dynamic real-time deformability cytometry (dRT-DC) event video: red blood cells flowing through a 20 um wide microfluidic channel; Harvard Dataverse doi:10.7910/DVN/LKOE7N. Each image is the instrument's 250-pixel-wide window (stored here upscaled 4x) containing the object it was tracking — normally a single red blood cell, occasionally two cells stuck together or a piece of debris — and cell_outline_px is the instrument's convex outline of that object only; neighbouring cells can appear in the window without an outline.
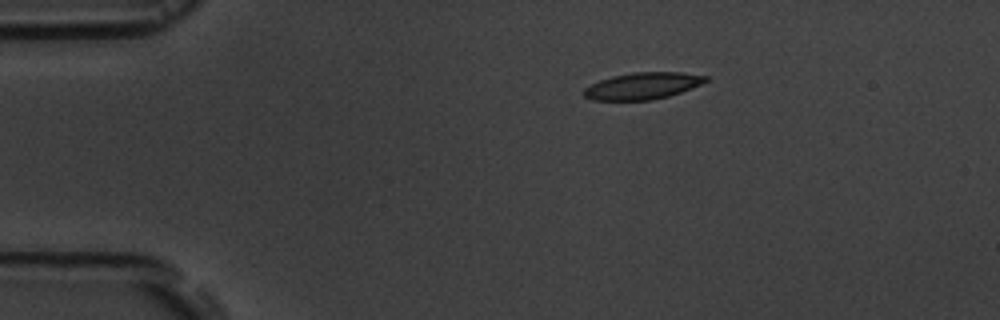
{"species": "common noctule bat (a hibernating species)", "species_latin": "Nyctalus noctula", "temperature_condition": "room temperature", "stored_images_in_passage": 14, "camera_frame_rate_fps": 3000, "um_per_image_px": 0.085, "animal": {"sex": "male", "body_mass_g": 19.5, "forearm_length_mm": 54.6}, "frame": {"image": 1, "passage_image": 1, "time_ms": 0.0, "image_size_px": [1000, 320], "cell_outline_px": [[708, 80], [700, 84], [680, 92], [668, 96], [652, 100], [592, 100], [584, 96], [584, 88], [600, 80], [612, 76], [632, 72], [680, 72], [708, 76]], "centroid_in_image_um": [54.61, 7.29], "position_along_channel_um": 30.4, "area_um2": 18.84}}
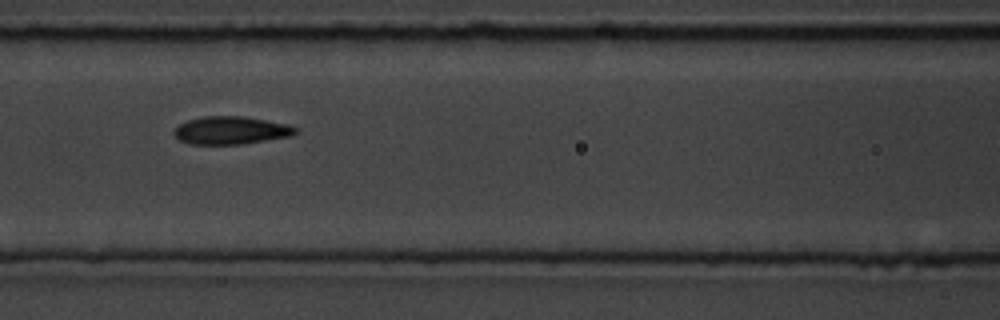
{"frame": {"image": 2, "passage_image": 5, "time_ms": 4.667, "image_size_px": [1000, 320], "cell_outline_px": [[300, 132], [292, 136], [240, 144], [192, 144], [180, 140], [172, 132], [180, 124], [188, 120], [204, 116], [244, 116], [288, 124], [296, 128]], "centroid_in_image_um": [19.67, 11.07], "position_along_channel_um": 146.9, "area_um2": 19.65}}
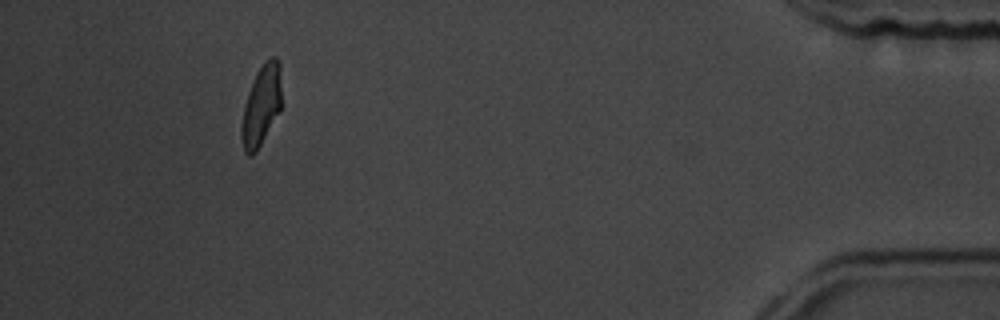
{"frame": {"image": 3, "passage_image": 13, "time_ms": 13.667, "image_size_px": [1000, 320], "cell_outline_px": [[280, 112], [256, 152], [252, 156], [248, 156], [244, 152], [240, 136], [240, 128], [244, 104], [248, 92], [256, 72], [264, 60], [272, 56], [276, 56], [280, 64]], "centroid_in_image_um": [22.19, 8.98], "position_along_channel_um": 413.0, "area_um2": 19.02}, "authors_computed_cell_mechanics": {"area_um2": 19.3341, "velocity_mm_per_s": 3.6596, "shape_relaxation_time_tau1_ms": 4.2584, "shape_relaxation_time_tau2_ms": 1.958, "deformation_change_tau1": 0.135, "deformation_change_tau2": 0.0611}}